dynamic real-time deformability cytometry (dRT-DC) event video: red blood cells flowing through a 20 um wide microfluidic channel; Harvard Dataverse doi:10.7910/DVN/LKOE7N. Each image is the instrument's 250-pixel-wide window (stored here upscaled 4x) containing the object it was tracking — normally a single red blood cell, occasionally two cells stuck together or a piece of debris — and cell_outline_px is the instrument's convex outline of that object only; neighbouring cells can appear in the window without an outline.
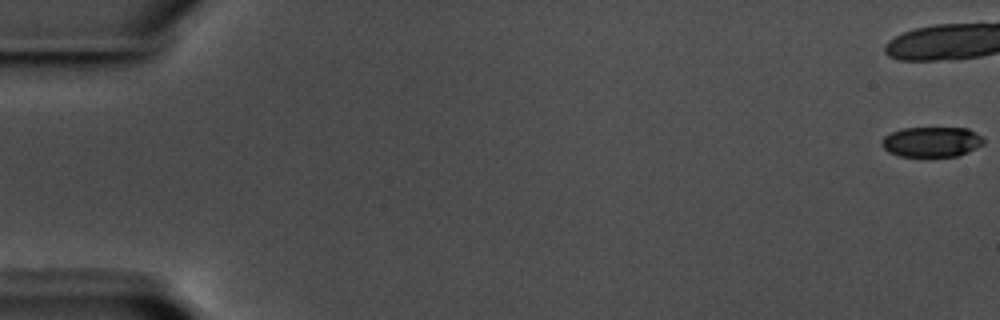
{"species": "common noctule bat (a hibernating species)", "species_latin": "Nyctalus noctula", "temperature_condition": "warm", "stored_images_in_passage": 17, "camera_frame_rate_fps": 3000, "um_per_image_px": 0.085, "animal": {"sex": "male", "body_mass_g": 17.5, "forearm_length_mm": 52.3}, "frame": {"image": 1, "passage_image": 1, "time_ms": 0.0, "image_size_px": [1000, 320], "cell_outline_px": [[984, 144], [968, 152], [956, 156], [900, 156], [888, 152], [880, 144], [884, 136], [892, 132], [904, 128], [968, 128], [984, 136]], "centroid_in_image_um": [79.22, 12.05], "position_along_channel_um": 5.8, "area_um2": 17.98}}